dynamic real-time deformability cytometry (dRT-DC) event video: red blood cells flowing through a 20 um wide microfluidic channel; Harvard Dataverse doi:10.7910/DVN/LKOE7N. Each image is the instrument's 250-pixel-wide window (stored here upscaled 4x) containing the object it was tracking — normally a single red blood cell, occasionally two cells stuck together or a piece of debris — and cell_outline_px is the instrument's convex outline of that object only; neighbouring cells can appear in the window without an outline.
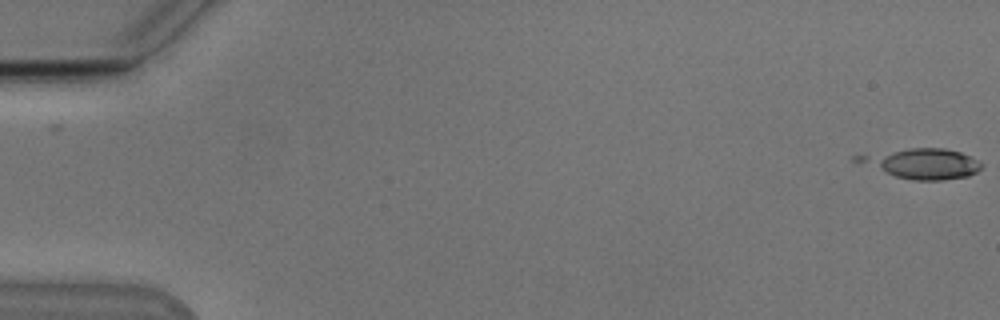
{"species": "Egyptian fruit bat (a non-hibernating species)", "species_latin": "Rousettus aegyptiacus", "temperature_condition": "cold", "stored_images_in_passage": 9, "camera_frame_rate_fps": 3000, "um_per_image_px": 0.085, "animal": {"sex": "male"}, "frame": {"image": 1, "passage_image": 1, "time_ms": 0.0, "image_size_px": [1000, 320], "cell_outline_px": [[984, 164], [976, 172], [968, 176], [940, 180], [916, 180], [896, 176], [884, 172], [852, 160], [852, 156], [908, 148], [944, 148], [960, 152], [980, 160]], "centroid_in_image_um": [78.38, 13.89], "position_along_channel_um": 6.6, "area_um2": 21.62}}